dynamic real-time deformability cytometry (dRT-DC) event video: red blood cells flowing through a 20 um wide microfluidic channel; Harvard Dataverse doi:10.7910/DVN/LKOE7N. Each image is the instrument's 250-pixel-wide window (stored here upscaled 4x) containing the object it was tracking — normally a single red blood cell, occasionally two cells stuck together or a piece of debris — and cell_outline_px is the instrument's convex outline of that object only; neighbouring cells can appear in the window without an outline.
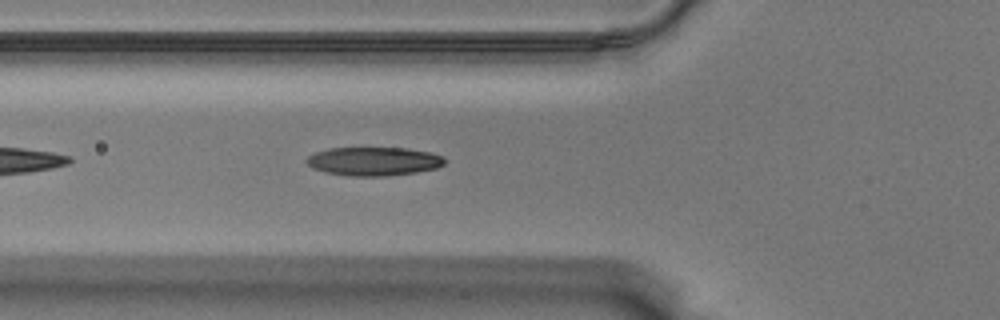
{"species": "Egyptian fruit bat (a non-hibernating species)", "species_latin": "Rousettus aegyptiacus", "temperature_condition": "warm", "stored_images_in_passage": 27, "camera_frame_rate_fps": 3000, "um_per_image_px": 0.085, "animal": {"sex": "male"}, "frame": {"image": 1, "passage_image": 6, "time_ms": 1.667, "image_size_px": [1000, 320], "cell_outline_px": [[448, 160], [444, 164], [436, 168], [416, 172], [388, 176], [348, 176], [324, 172], [312, 168], [304, 160], [308, 156], [316, 152], [328, 148], [408, 148], [428, 152], [444, 156]], "centroid_in_image_um": [31.77, 13.71], "position_along_channel_um": 94.0, "area_um2": 23.24}}
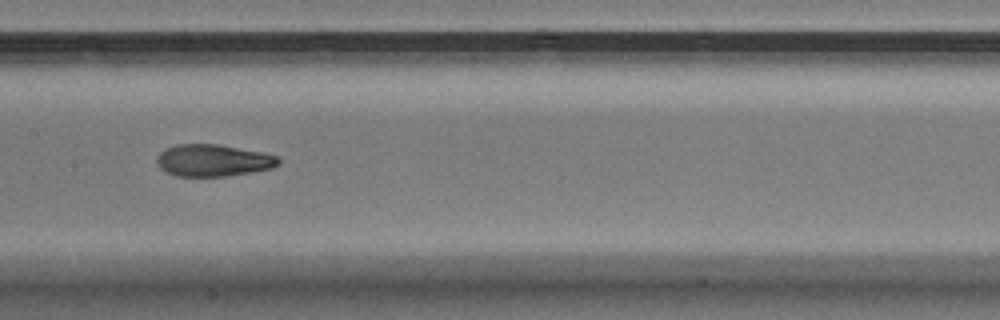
{"frame": {"image": 2, "passage_image": 14, "time_ms": 4.333, "image_size_px": [1000, 320], "cell_outline_px": [[280, 164], [272, 168], [252, 172], [224, 176], [176, 176], [164, 172], [160, 168], [156, 160], [156, 156], [164, 148], [176, 144], [216, 144], [264, 152], [276, 156], [280, 160]], "centroid_in_image_um": [18.09, 13.63], "position_along_channel_um": 189.3, "area_um2": 22.83}}
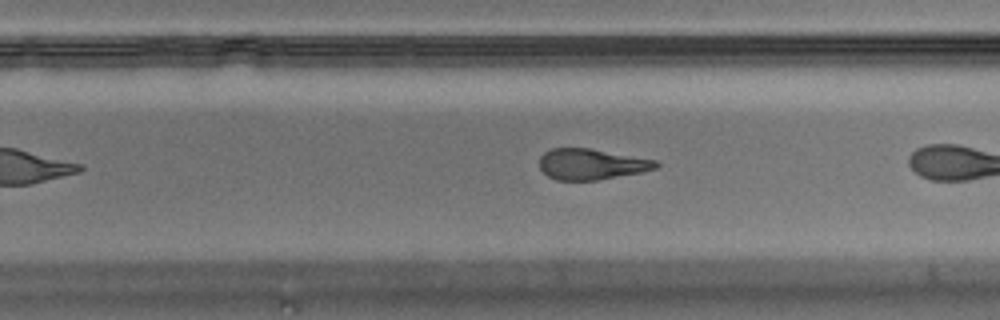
{"frame": {"image": 3, "passage_image": 19, "time_ms": 6.0, "image_size_px": [1000, 320], "cell_outline_px": [[660, 164], [656, 168], [640, 172], [596, 180], [556, 180], [548, 176], [540, 168], [540, 156], [544, 152], [552, 148], [588, 148], [656, 160]], "centroid_in_image_um": [50.24, 13.95], "position_along_channel_um": 279.6, "area_um2": 20.69}}